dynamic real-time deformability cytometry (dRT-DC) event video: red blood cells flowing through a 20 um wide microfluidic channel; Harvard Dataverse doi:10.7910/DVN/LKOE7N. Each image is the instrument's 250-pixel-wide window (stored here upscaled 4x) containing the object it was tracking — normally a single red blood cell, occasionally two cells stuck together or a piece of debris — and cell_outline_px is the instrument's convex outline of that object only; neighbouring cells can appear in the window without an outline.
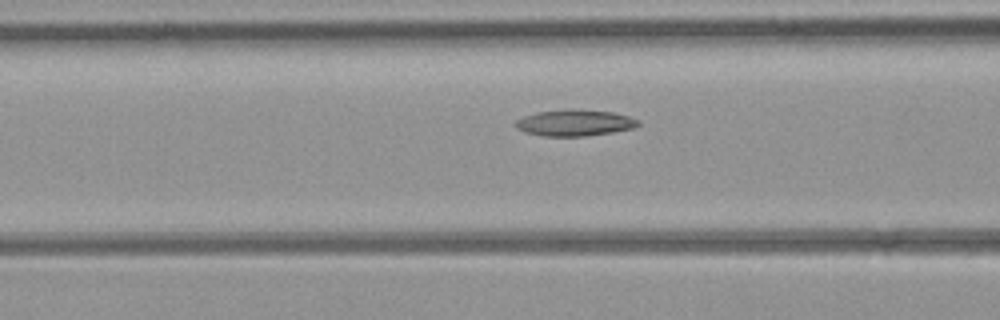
{"species": "common noctule bat (a hibernating species)", "species_latin": "Nyctalus noctula", "temperature_condition": "room temperature", "stored_images_in_passage": 23, "camera_frame_rate_fps": 3000, "um_per_image_px": 0.085, "animal": {"sex": "female", "body_mass_g": 21.9}, "frame": {"image": 1, "passage_image": 8, "time_ms": 2.333, "image_size_px": [1000, 320], "cell_outline_px": [[640, 124], [632, 128], [612, 132], [584, 136], [544, 136], [524, 132], [516, 128], [512, 124], [516, 120], [524, 116], [536, 112], [568, 108], [572, 108], [612, 112], [628, 116], [640, 120]], "centroid_in_image_um": [48.8, 10.43], "position_along_channel_um": 117.8, "area_um2": 19.02}}
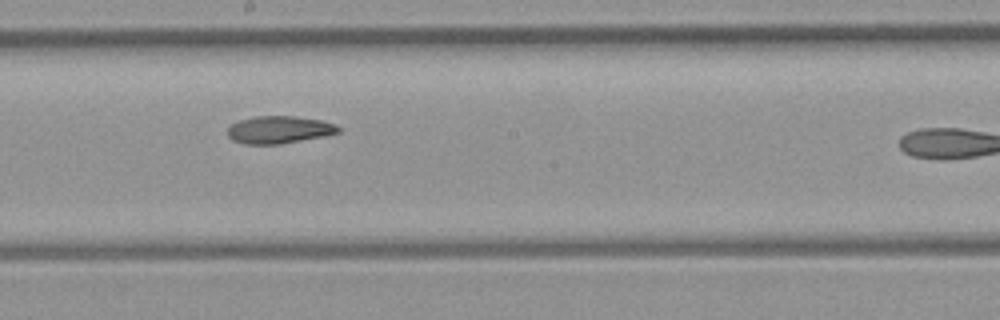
{"frame": {"image": 2, "passage_image": 16, "time_ms": 5.0, "image_size_px": [1000, 320], "cell_outline_px": [[340, 132], [324, 136], [280, 144], [244, 144], [232, 140], [228, 136], [228, 128], [232, 124], [240, 120], [252, 116], [296, 116], [320, 120], [336, 124], [340, 128]], "centroid_in_image_um": [23.72, 11.02], "position_along_channel_um": 224.5, "area_um2": 17.74}}
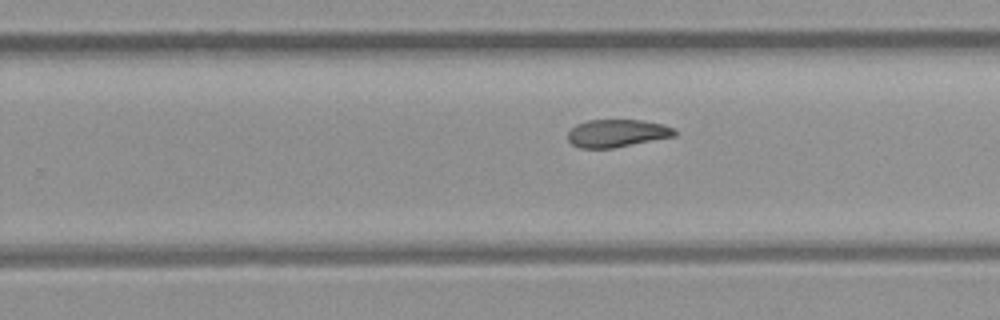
{"frame": {"image": 3, "passage_image": 20, "time_ms": 6.333, "image_size_px": [1000, 320], "cell_outline_px": [[676, 136], [612, 148], [580, 148], [572, 144], [568, 140], [568, 132], [576, 124], [588, 120], [644, 120], [664, 124], [672, 128], [676, 132]], "centroid_in_image_um": [52.44, 11.32], "position_along_channel_um": 277.4, "area_um2": 17.22}}